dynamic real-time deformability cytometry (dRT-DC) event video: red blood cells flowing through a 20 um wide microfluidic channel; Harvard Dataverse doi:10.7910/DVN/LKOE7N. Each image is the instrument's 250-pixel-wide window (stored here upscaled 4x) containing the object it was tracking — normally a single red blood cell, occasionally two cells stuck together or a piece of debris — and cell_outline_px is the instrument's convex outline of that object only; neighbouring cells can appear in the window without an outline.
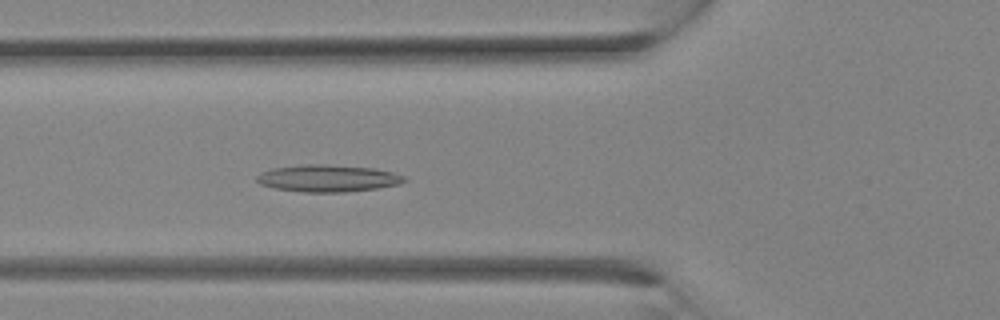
{"species": "Egyptian fruit bat (a non-hibernating species)", "species_latin": "Rousettus aegyptiacus", "temperature_condition": "room temperature", "stored_images_in_passage": 5, "camera_frame_rate_fps": 3000, "um_per_image_px": 0.085, "animal": {"sex": "female"}, "frame": {"image": 1, "passage_image": 5, "time_ms": 1.333, "image_size_px": [1000, 320], "cell_outline_px": [[408, 180], [400, 184], [380, 188], [344, 192], [304, 192], [276, 188], [260, 184], [256, 180], [256, 176], [260, 172], [272, 168], [304, 164], [324, 164], [372, 168], [392, 172], [404, 176]], "centroid_in_image_um": [27.87, 15.15], "position_along_channel_um": 97.9, "area_um2": 23.29}}